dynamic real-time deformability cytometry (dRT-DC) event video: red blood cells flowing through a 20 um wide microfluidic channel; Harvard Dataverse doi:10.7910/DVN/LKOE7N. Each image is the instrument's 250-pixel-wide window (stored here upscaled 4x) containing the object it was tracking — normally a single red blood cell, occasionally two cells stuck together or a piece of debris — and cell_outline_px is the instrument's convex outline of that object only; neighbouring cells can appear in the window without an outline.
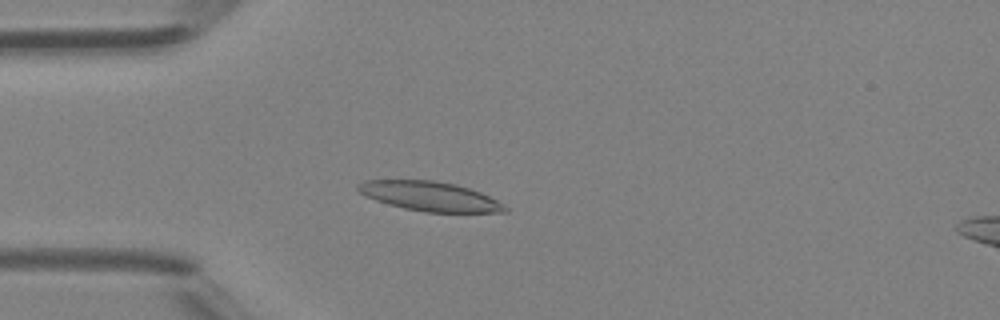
{"species": "Egyptian fruit bat (a non-hibernating species)", "species_latin": "Rousettus aegyptiacus", "temperature_condition": "room temperature", "stored_images_in_passage": 37, "camera_frame_rate_fps": 3000, "um_per_image_px": 0.085, "animal": {"sex": "female"}, "frame": {"image": 1, "passage_image": 3, "time_ms": 0.667, "image_size_px": [1000, 320], "cell_outline_px": [[508, 212], [424, 212], [404, 208], [388, 204], [376, 200], [360, 192], [356, 188], [356, 184], [364, 180], [432, 180], [456, 184], [480, 192], [504, 204], [508, 208]], "centroid_in_image_um": [36.53, 16.68], "position_along_channel_um": 48.5, "area_um2": 25.09}}
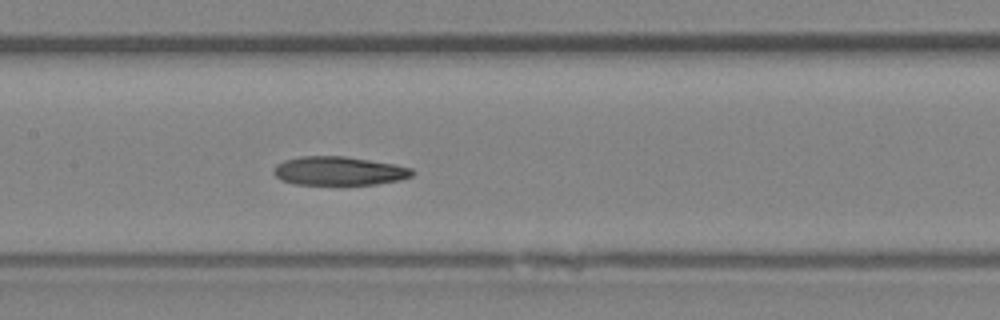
{"frame": {"image": 2, "passage_image": 13, "time_ms": 4.0, "image_size_px": [1000, 320], "cell_outline_px": [[416, 172], [412, 176], [400, 180], [376, 184], [296, 184], [280, 180], [272, 172], [276, 164], [284, 160], [300, 156], [344, 156], [396, 164], [412, 168]], "centroid_in_image_um": [28.82, 14.52], "position_along_channel_um": 178.6, "area_um2": 23.29}}
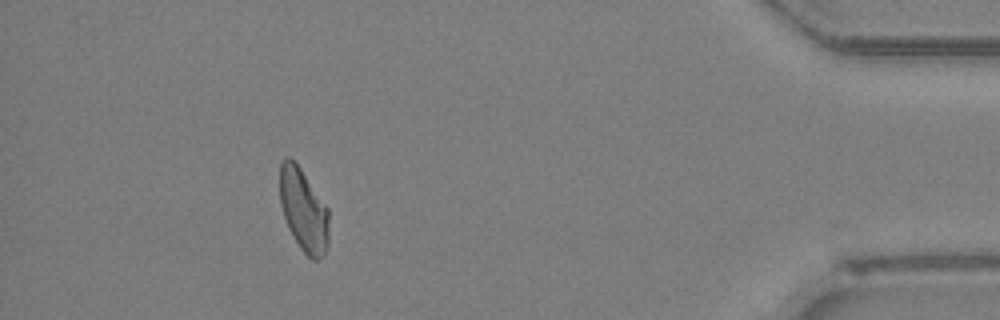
{"frame": {"image": 3, "passage_image": 33, "time_ms": 10.667, "image_size_px": [1000, 320], "cell_outline_px": [[328, 244], [324, 252], [316, 260], [312, 260], [300, 248], [288, 228], [280, 204], [280, 164], [284, 156], [288, 156], [300, 168], [328, 208]], "centroid_in_image_um": [25.78, 17.85], "position_along_channel_um": 409.4, "area_um2": 23.41}, "authors_computed_cell_mechanics": {"area_um2": 23.698, "velocity_mm_per_s": 4.3192, "shape_relaxation_time_tau1_ms": 9.1032, "shape_relaxation_time_tau2_ms": 10.4324, "deformation_change_tau1": 0.1847, "deformation_change_tau2": 0.2126}}